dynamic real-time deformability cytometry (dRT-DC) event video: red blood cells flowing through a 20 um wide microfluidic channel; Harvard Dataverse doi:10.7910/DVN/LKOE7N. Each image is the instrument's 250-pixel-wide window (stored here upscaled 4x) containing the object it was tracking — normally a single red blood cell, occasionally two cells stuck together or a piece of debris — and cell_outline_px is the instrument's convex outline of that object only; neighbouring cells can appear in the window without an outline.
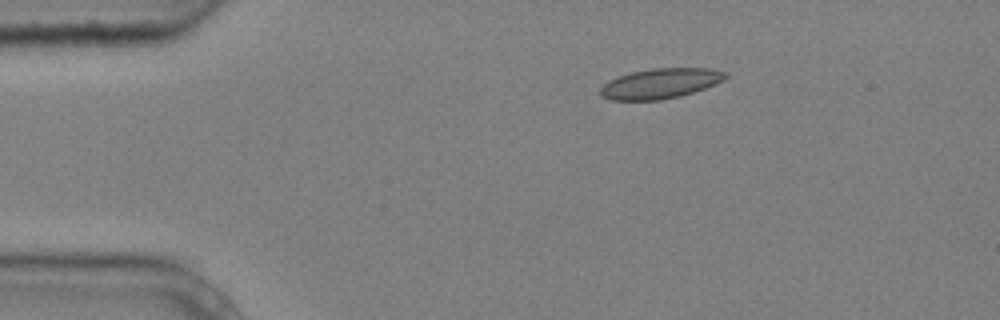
{"species": "common noctule bat (a hibernating species)", "species_latin": "Nyctalus noctula", "temperature_condition": "cold", "stored_images_in_passage": 7, "camera_frame_rate_fps": 3000, "um_per_image_px": 0.085, "animal": {"sex": "male", "body_mass_g": 20.4}, "frame": {"image": 1, "passage_image": 1, "time_ms": 0.0, "image_size_px": [1000, 320], "cell_outline_px": [[728, 76], [724, 80], [716, 84], [680, 96], [660, 100], [612, 100], [600, 96], [600, 88], [608, 80], [632, 72], [652, 68], [712, 68], [728, 72]], "centroid_in_image_um": [56.15, 7.09], "position_along_channel_um": 28.8, "area_um2": 22.02}}
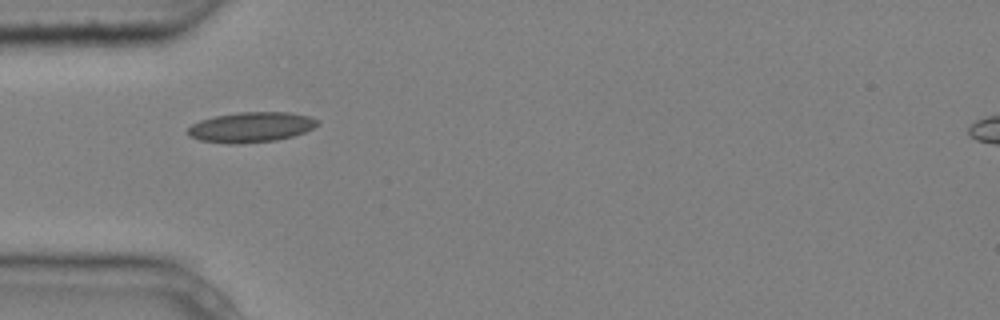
{"frame": {"image": 2, "passage_image": 3, "time_ms": 0.667, "image_size_px": [1000, 320], "cell_outline_px": [[320, 124], [304, 132], [292, 136], [276, 140], [240, 144], [228, 144], [200, 140], [188, 136], [184, 132], [192, 124], [200, 120], [216, 116], [236, 112], [288, 112], [308, 116], [320, 120]], "centroid_in_image_um": [21.31, 10.81], "position_along_channel_um": 63.7, "area_um2": 23.0}}
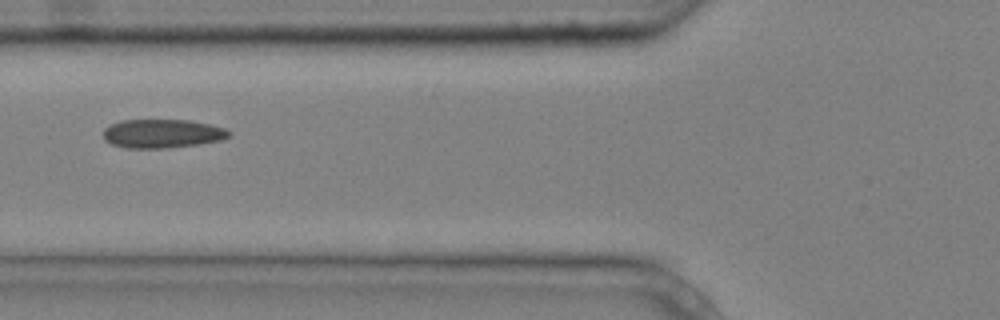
{"frame": {"image": 3, "passage_image": 4, "time_ms": 1.0, "image_size_px": [1000, 320], "cell_outline_px": [[232, 136], [220, 140], [200, 144], [168, 148], [124, 148], [112, 144], [104, 140], [104, 128], [120, 120], [188, 120], [208, 124], [224, 128], [232, 132]], "centroid_in_image_um": [13.8, 11.36], "position_along_channel_um": 112.0, "area_um2": 21.15}}